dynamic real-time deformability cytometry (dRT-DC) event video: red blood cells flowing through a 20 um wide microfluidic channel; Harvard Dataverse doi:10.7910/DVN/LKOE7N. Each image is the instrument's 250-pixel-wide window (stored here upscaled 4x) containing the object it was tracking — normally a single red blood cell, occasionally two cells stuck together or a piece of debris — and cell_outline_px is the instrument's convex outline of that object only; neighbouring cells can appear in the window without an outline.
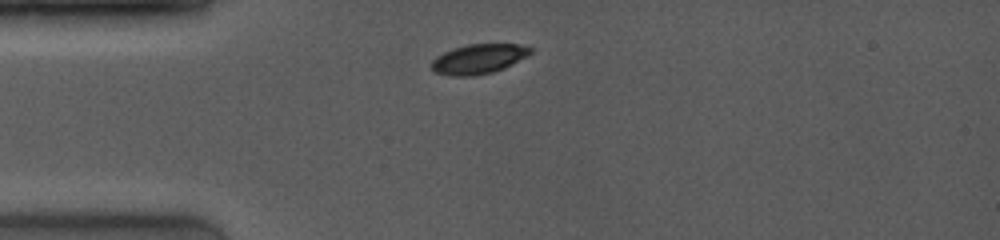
{"species": "common noctule bat (a hibernating species)", "species_latin": "Nyctalus noctula", "temperature_condition": "room temperature", "stored_images_in_passage": 5, "camera_frame_rate_fps": 4000, "um_per_image_px": 0.085, "animal": {"sex": "female", "body_mass_g": 19.0, "forearm_length_mm": 53.3}, "frame": {"image": 1, "passage_image": 1, "time_ms": 0.0, "image_size_px": [1000, 240], "cell_outline_px": [[532, 52], [528, 56], [504, 68], [492, 72], [476, 76], [452, 76], [436, 72], [432, 68], [432, 60], [436, 56], [452, 48], [468, 44], [520, 44], [532, 48]], "centroid_in_image_um": [40.69, 5.0], "position_along_channel_um": 44.3, "area_um2": 17.17}}
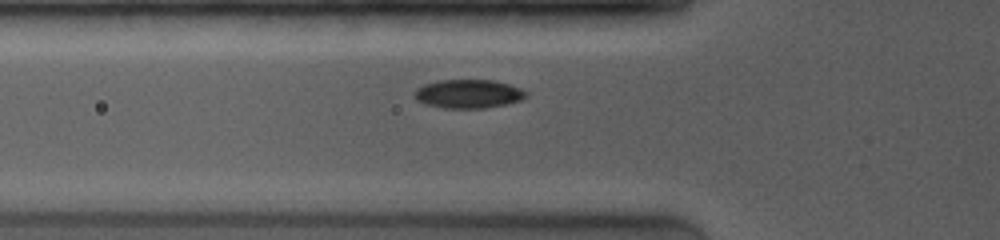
{"frame": {"image": 2, "passage_image": 4, "time_ms": 1.5, "image_size_px": [1000, 240], "cell_outline_px": [[528, 96], [520, 100], [504, 104], [484, 108], [444, 108], [424, 104], [416, 100], [416, 88], [424, 84], [440, 80], [496, 80], [520, 88], [528, 92]], "centroid_in_image_um": [39.82, 7.97], "position_along_channel_um": 86.0, "area_um2": 18.61}}